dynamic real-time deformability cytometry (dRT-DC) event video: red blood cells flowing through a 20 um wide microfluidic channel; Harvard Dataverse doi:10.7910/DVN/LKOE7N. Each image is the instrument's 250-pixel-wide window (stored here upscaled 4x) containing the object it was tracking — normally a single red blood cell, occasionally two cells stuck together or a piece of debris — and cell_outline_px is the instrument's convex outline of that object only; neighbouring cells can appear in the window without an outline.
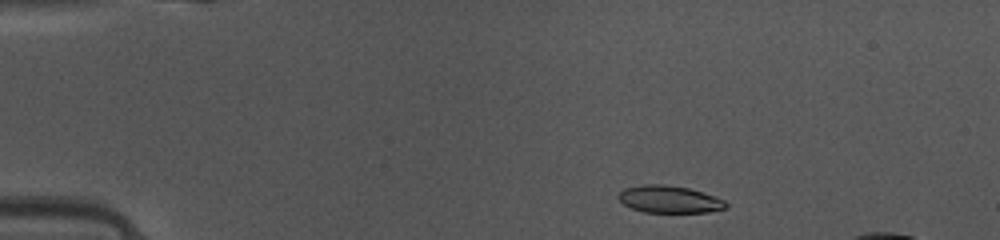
{"species": "common noctule bat (a hibernating species)", "species_latin": "Nyctalus noctula", "temperature_condition": "warm", "stored_images_in_passage": 39, "camera_frame_rate_fps": 3000, "um_per_image_px": 0.085, "animal": {"sex": "female", "body_mass_g": 10.0, "forearm_length_mm": 53.1}, "frame": {"image": 1, "passage_image": 2, "time_ms": 0.333, "image_size_px": [1000, 240], "cell_outline_px": [[728, 208], [708, 212], [644, 212], [632, 208], [624, 204], [616, 196], [624, 188], [644, 184], [664, 184], [688, 188], [724, 200], [728, 204]], "centroid_in_image_um": [56.88, 16.94], "position_along_channel_um": 28.1, "area_um2": 16.94}}
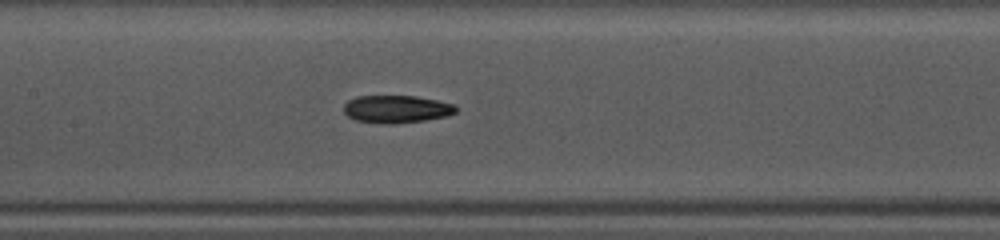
{"frame": {"image": 2, "passage_image": 17, "time_ms": 5.333, "image_size_px": [1000, 240], "cell_outline_px": [[456, 112], [444, 116], [424, 120], [396, 124], [384, 124], [356, 120], [348, 116], [344, 112], [344, 104], [348, 100], [356, 96], [416, 96], [436, 100], [452, 104], [456, 108]], "centroid_in_image_um": [33.65, 9.27], "position_along_channel_um": 173.7, "area_um2": 17.92}}
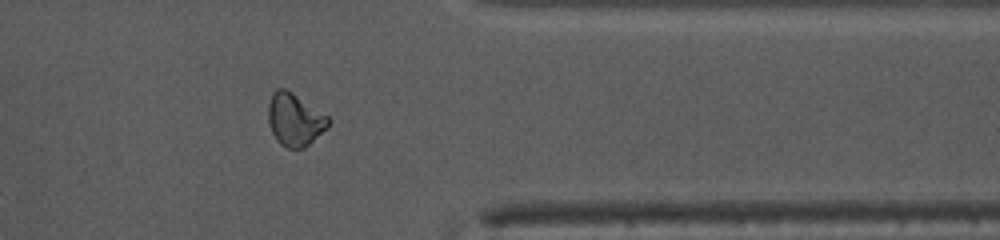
{"frame": {"image": 3, "passage_image": 33, "time_ms": 10.667, "image_size_px": [1000, 240], "cell_outline_px": [[328, 128], [304, 148], [284, 148], [276, 140], [268, 124], [268, 104], [272, 92], [276, 88], [284, 88], [292, 92], [328, 116]], "centroid_in_image_um": [25.02, 10.17], "position_along_channel_um": 386.4, "area_um2": 18.5}}